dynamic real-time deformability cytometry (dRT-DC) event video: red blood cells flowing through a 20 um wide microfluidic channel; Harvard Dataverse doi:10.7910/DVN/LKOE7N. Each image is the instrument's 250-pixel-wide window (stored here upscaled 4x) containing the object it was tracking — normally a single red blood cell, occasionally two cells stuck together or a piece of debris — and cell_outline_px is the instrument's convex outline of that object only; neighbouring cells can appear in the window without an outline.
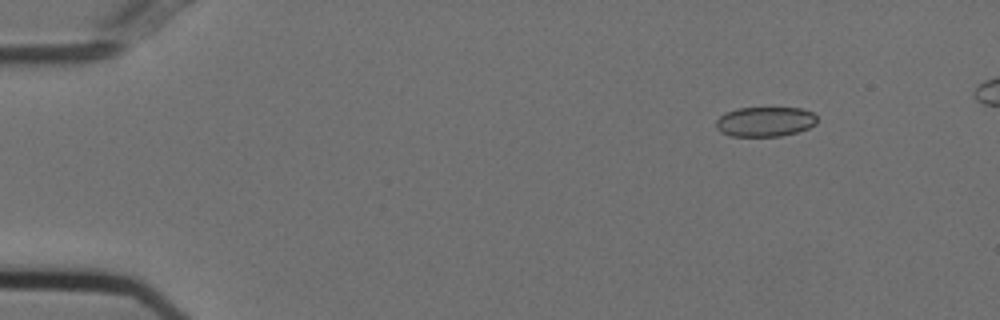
{"species": "Egyptian fruit bat (a non-hibernating species)", "species_latin": "Rousettus aegyptiacus", "temperature_condition": "cold", "stored_images_in_passage": 48, "camera_frame_rate_fps": 3000, "um_per_image_px": 0.085, "animal": {"sex": "female"}, "frame": {"image": 1, "passage_image": 2, "time_ms": 0.333, "image_size_px": [1000, 320], "cell_outline_px": [[816, 124], [808, 128], [796, 132], [780, 136], [732, 136], [720, 132], [716, 128], [716, 120], [724, 112], [736, 108], [800, 108], [812, 112], [816, 116]], "centroid_in_image_um": [65.0, 10.34], "position_along_channel_um": 20.0, "area_um2": 17.57}}
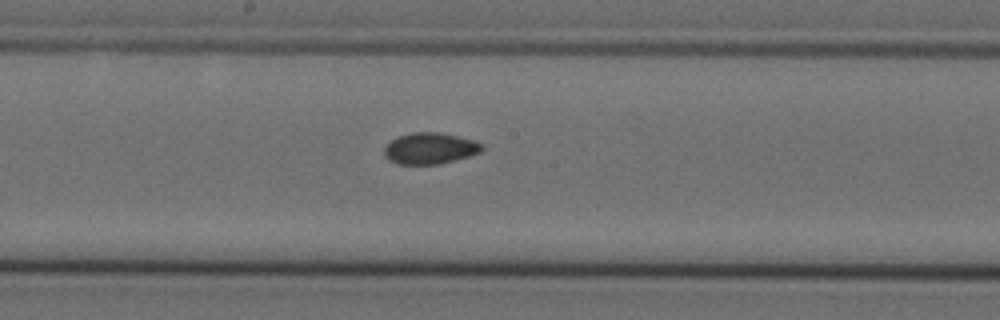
{"frame": {"image": 2, "passage_image": 25, "time_ms": 8.0, "image_size_px": [1000, 320], "cell_outline_px": [[484, 148], [480, 152], [468, 156], [440, 164], [396, 164], [388, 160], [384, 156], [384, 148], [392, 140], [400, 136], [412, 132], [440, 132], [476, 140], [484, 144]], "centroid_in_image_um": [36.57, 12.61], "position_along_channel_um": 211.6, "area_um2": 17.92}}
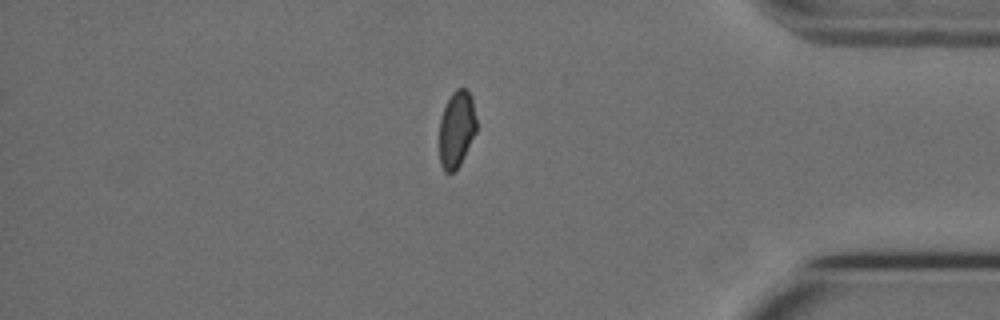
{"frame": {"image": 3, "passage_image": 42, "time_ms": 13.667, "image_size_px": [1000, 320], "cell_outline_px": [[476, 132], [460, 164], [452, 172], [444, 172], [440, 164], [440, 116], [452, 92], [456, 88], [468, 88], [472, 96], [476, 120]], "centroid_in_image_um": [38.81, 10.94], "position_along_channel_um": 396.4, "area_um2": 16.59}}